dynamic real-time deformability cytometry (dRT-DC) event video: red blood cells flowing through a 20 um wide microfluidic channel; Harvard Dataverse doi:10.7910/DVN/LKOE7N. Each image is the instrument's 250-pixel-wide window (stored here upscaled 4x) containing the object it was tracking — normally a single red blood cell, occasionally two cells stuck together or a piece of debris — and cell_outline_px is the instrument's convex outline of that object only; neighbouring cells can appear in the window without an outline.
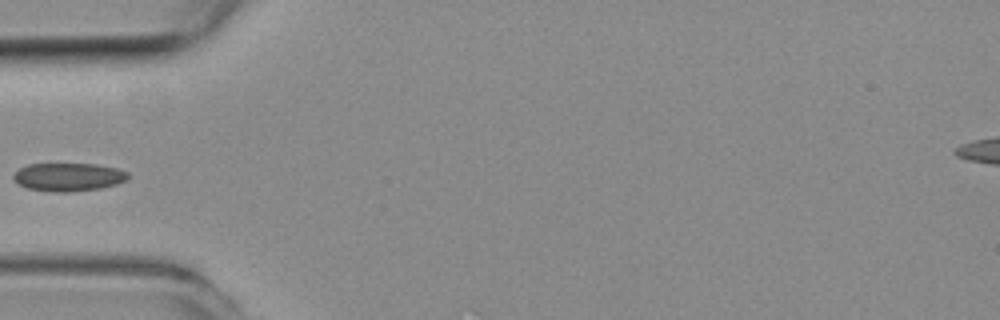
{"species": "common noctule bat (a hibernating species)", "species_latin": "Nyctalus noctula", "temperature_condition": "room temperature", "stored_images_in_passage": 36, "camera_frame_rate_fps": 3000, "um_per_image_px": 0.085, "animal": {"sex": "female", "body_mass_g": 19.3, "forearm_length_mm": 54.1}, "frame": {"image": 1, "passage_image": 1, "time_ms": 0.0, "image_size_px": [1000, 320], "cell_outline_px": [[128, 180], [116, 184], [100, 188], [72, 192], [52, 192], [28, 188], [12, 180], [12, 176], [20, 168], [28, 164], [96, 164], [116, 168], [128, 172]], "centroid_in_image_um": [5.82, 15.05], "position_along_channel_um": 79.2, "area_um2": 18.84}}
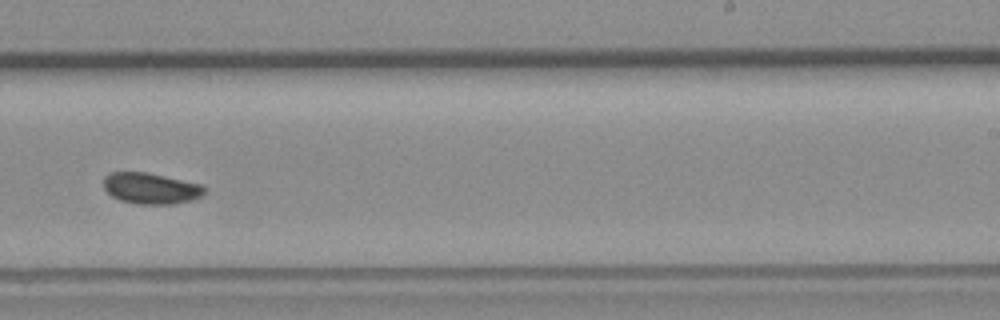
{"frame": {"image": 2, "passage_image": 16, "time_ms": 5.0, "image_size_px": [1000, 320], "cell_outline_px": [[208, 192], [204, 196], [192, 200], [172, 204], [136, 204], [120, 200], [112, 196], [104, 188], [104, 176], [112, 172], [148, 172], [204, 184], [208, 188]], "centroid_in_image_um": [12.91, 16.01], "position_along_channel_um": 276.1, "area_um2": 18.73}}
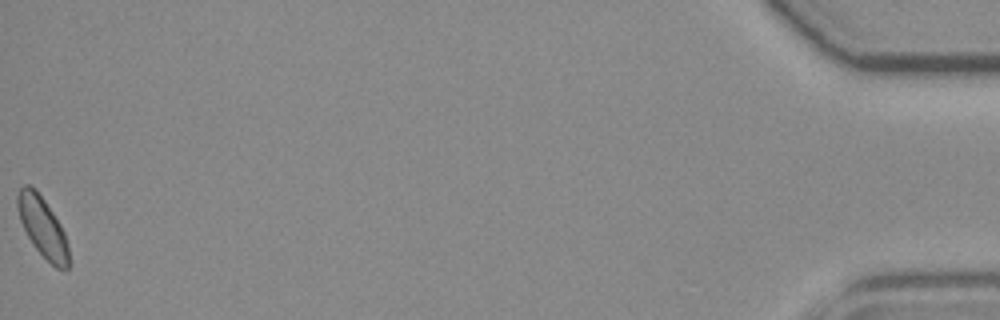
{"frame": {"image": 3, "passage_image": 36, "time_ms": 11.667, "image_size_px": [1000, 320], "cell_outline_px": [[68, 268], [56, 268], [32, 244], [20, 220], [16, 204], [16, 196], [20, 188], [24, 184], [28, 184], [36, 188], [60, 224], [64, 232], [68, 244]], "centroid_in_image_um": [3.59, 19.25], "position_along_channel_um": 431.6, "area_um2": 17.69}}